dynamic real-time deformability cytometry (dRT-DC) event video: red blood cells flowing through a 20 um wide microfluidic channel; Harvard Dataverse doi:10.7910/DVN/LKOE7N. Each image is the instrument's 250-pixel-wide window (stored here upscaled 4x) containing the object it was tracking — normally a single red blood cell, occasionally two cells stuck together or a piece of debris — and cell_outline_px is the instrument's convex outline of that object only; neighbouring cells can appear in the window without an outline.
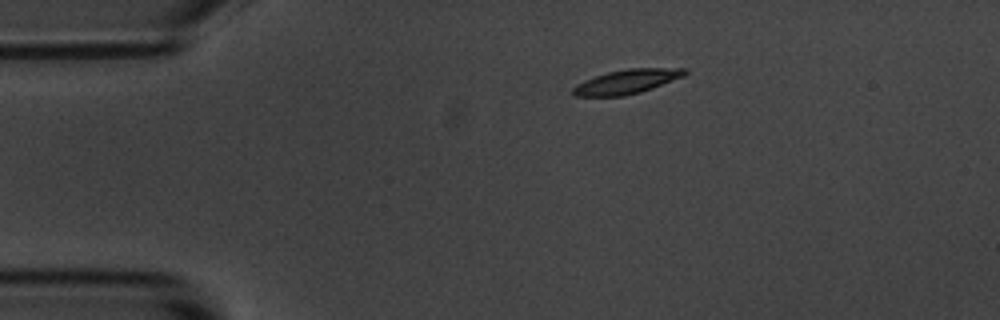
{"species": "common noctule bat (a hibernating species)", "species_latin": "Nyctalus noctula", "temperature_condition": "room temperature", "stored_images_in_passage": 2, "camera_frame_rate_fps": 3000, "um_per_image_px": 0.085, "animal": {"sex": "male", "body_mass_g": 20.1, "forearm_length_mm": 53.5}, "frame": {"image": 1, "passage_image": 1, "time_ms": 0.0, "image_size_px": [1000, 320], "cell_outline_px": [[688, 72], [684, 76], [652, 88], [640, 92], [624, 96], [572, 96], [572, 88], [576, 84], [584, 80], [608, 72], [628, 68], [688, 68]], "centroid_in_image_um": [53.27, 6.94], "position_along_channel_um": 31.7, "area_um2": 15.84}}